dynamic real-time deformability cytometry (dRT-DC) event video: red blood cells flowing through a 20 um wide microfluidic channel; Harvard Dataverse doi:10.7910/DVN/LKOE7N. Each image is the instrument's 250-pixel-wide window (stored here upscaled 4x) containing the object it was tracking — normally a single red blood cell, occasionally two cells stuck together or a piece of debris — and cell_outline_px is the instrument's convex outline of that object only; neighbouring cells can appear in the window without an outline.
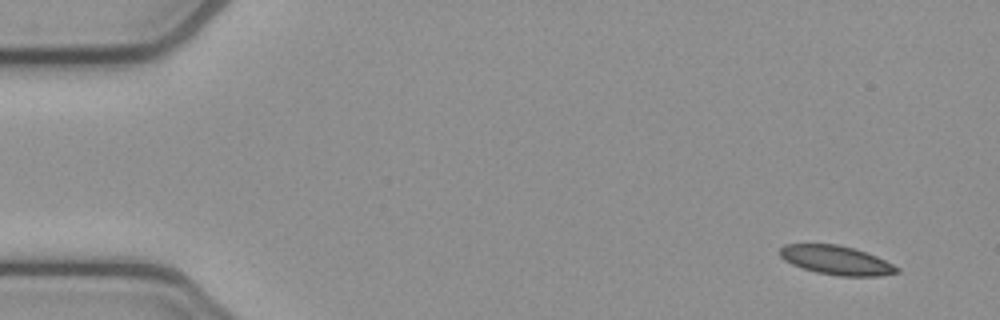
{"species": "common noctule bat (a hibernating species)", "species_latin": "Nyctalus noctula", "temperature_condition": "cold", "stored_images_in_passage": 6, "camera_frame_rate_fps": 3000, "um_per_image_px": 0.085, "animal": {"sex": "female", "body_mass_g": 21.9}, "frame": {"image": 1, "passage_image": 1, "time_ms": 0.0, "image_size_px": [1000, 320], "cell_outline_px": [[900, 272], [880, 276], [840, 276], [816, 272], [792, 264], [784, 260], [780, 256], [780, 248], [784, 244], [836, 244], [852, 248], [876, 256], [900, 268]], "centroid_in_image_um": [71.08, 22.12], "position_along_channel_um": 13.9, "area_um2": 19.59}}
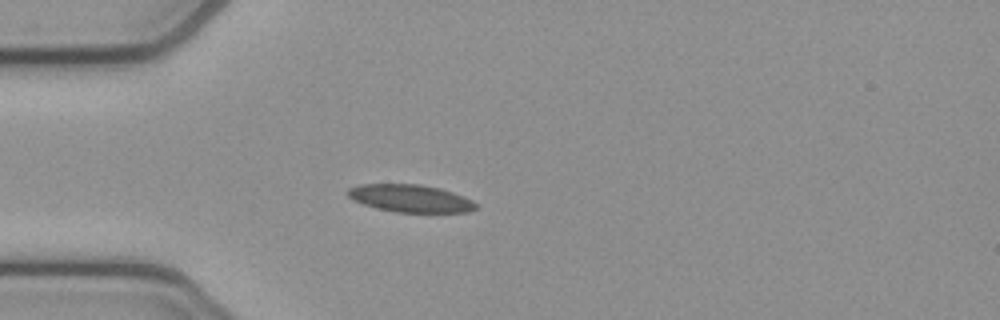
{"frame": {"image": 2, "passage_image": 4, "time_ms": 1.0, "image_size_px": [1000, 320], "cell_outline_px": [[476, 208], [468, 212], [396, 212], [376, 208], [352, 200], [348, 196], [348, 188], [360, 184], [420, 184], [440, 188], [464, 196], [472, 200], [476, 204]], "centroid_in_image_um": [34.87, 16.86], "position_along_channel_um": 50.1, "area_um2": 20.52}}
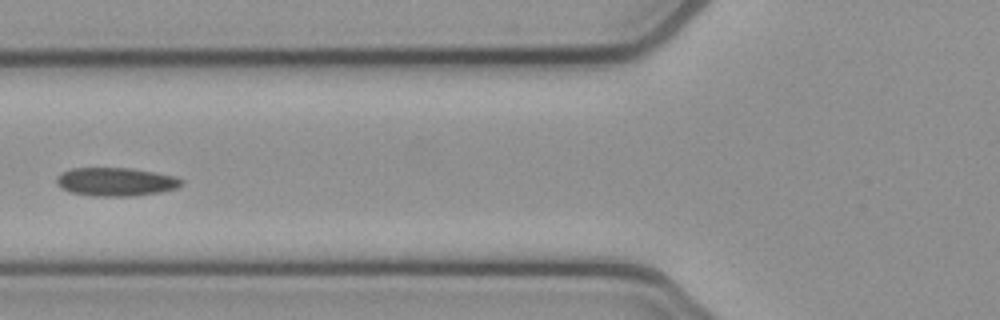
{"frame": {"image": 3, "passage_image": 6, "time_ms": 1.667, "image_size_px": [1000, 320], "cell_outline_px": [[184, 180], [176, 188], [160, 192], [136, 196], [92, 196], [68, 192], [60, 188], [56, 184], [56, 176], [60, 172], [72, 168], [132, 168], [176, 176]], "centroid_in_image_um": [9.79, 15.45], "position_along_channel_um": 116.0, "area_um2": 20.98}}